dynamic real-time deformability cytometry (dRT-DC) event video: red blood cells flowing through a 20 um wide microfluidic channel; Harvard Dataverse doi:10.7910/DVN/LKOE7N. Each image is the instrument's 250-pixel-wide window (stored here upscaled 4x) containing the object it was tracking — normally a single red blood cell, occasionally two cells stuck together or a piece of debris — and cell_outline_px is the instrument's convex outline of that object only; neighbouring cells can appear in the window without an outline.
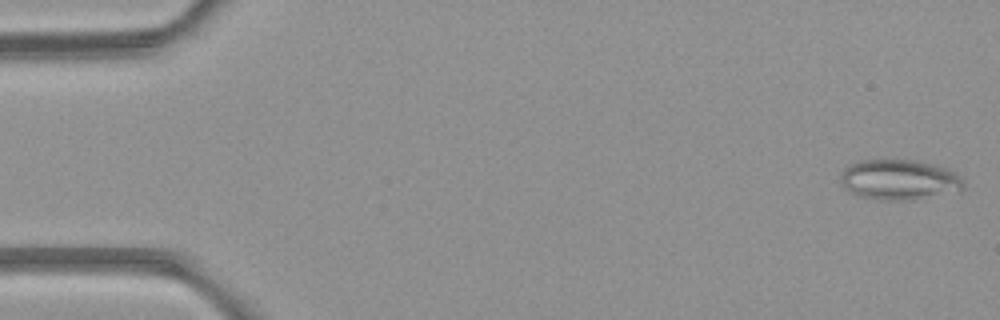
{"species": "common noctule bat (a hibernating species)", "species_latin": "Nyctalus noctula", "temperature_condition": "room temperature", "stored_images_in_passage": 5, "camera_frame_rate_fps": 3000, "um_per_image_px": 0.085, "animal": {"sex": "female", "body_mass_g": 21.9}, "frame": {"image": 1, "passage_image": 1, "time_ms": 0.0, "image_size_px": [1000, 320], "cell_outline_px": [[964, 188], [900, 200], [880, 200], [860, 196], [844, 188], [840, 184], [840, 176], [844, 168], [848, 164], [860, 160], [916, 160], [932, 164], [956, 172], [964, 180]], "centroid_in_image_um": [76.33, 15.23], "position_along_channel_um": 8.7, "area_um2": 28.21}}